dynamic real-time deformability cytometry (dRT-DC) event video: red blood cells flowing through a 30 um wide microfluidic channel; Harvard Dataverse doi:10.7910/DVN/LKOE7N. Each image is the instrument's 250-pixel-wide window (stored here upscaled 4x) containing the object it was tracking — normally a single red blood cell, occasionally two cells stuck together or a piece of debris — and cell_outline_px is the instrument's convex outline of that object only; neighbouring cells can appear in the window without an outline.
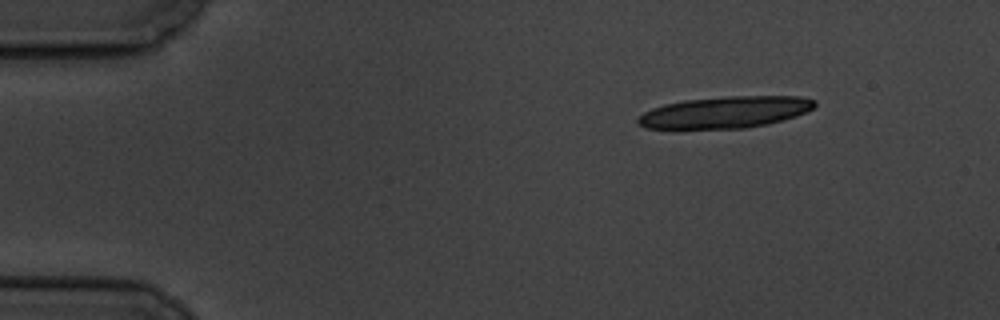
{"species": "common noctule bat (a hibernating species)", "species_latin": "Nyctalus noctula", "temperature_condition": "cold", "stored_images_in_passage": 5, "camera_frame_rate_fps": 3000, "um_per_image_px": 0.085, "animal": {"sex": "male", "body_mass_g": 19.5, "forearm_length_mm": 54.6}, "frame": {"image": 1, "passage_image": 1, "time_ms": 0.0, "image_size_px": [1000, 320], "cell_outline_px": [[816, 104], [812, 108], [796, 116], [768, 124], [744, 128], [644, 128], [636, 120], [644, 112], [652, 108], [664, 104], [684, 100], [724, 96], [800, 96], [816, 100]], "centroid_in_image_um": [61.65, 9.52], "position_along_channel_um": 23.3, "area_um2": 32.43}}